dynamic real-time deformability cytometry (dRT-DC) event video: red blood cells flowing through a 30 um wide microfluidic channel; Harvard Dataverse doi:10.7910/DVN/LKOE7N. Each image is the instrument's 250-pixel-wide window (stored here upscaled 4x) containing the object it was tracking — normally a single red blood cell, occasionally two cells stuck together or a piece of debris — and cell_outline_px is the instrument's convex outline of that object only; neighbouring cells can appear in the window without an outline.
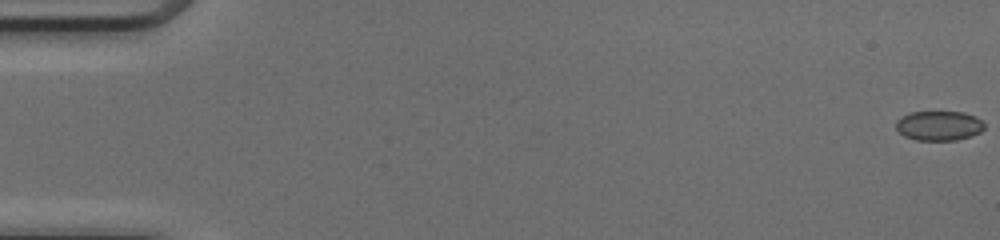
{"species": "common noctule bat (a hibernating species)", "species_latin": "Nyctalus noctula", "temperature_condition": "cold", "stored_images_in_passage": 51, "camera_frame_rate_fps": 3000, "um_per_image_px": 0.085, "animal": {"sex": "female", "body_mass_g": 17.0, "forearm_length_mm": 48.0}, "frame": {"image": 1, "passage_image": 1, "time_ms": 0.0, "image_size_px": [1000, 240], "cell_outline_px": [[984, 128], [980, 132], [972, 136], [956, 140], [916, 140], [904, 136], [896, 128], [896, 120], [900, 116], [912, 112], [964, 112], [976, 116], [984, 124]], "centroid_in_image_um": [79.8, 10.68], "position_along_channel_um": 5.2, "area_um2": 15.32}}
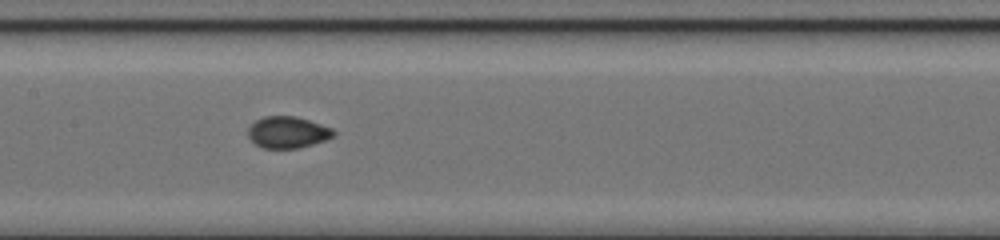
{"frame": {"image": 2, "passage_image": 26, "time_ms": 8.333, "image_size_px": [1000, 240], "cell_outline_px": [[336, 132], [332, 136], [324, 140], [300, 148], [264, 148], [256, 144], [248, 136], [248, 128], [256, 120], [264, 116], [296, 116], [332, 128]], "centroid_in_image_um": [24.44, 11.24], "position_along_channel_um": 183.0, "area_um2": 15.55}}
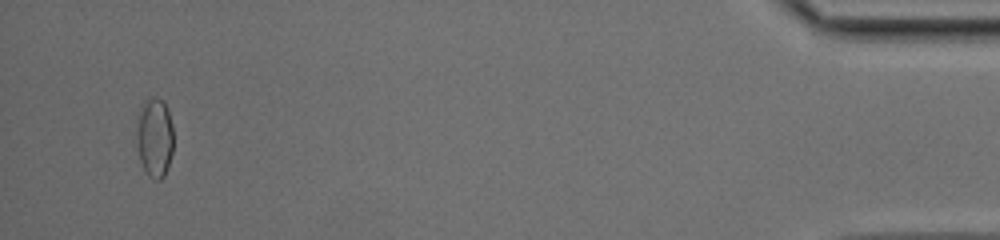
{"frame": {"image": 3, "passage_image": 49, "time_ms": 16.0, "image_size_px": [1000, 240], "cell_outline_px": [[172, 152], [164, 176], [160, 180], [156, 180], [148, 176], [144, 172], [140, 160], [136, 140], [136, 128], [140, 104], [148, 96], [156, 96], [164, 100], [168, 108], [172, 124]], "centroid_in_image_um": [13.12, 11.62], "position_along_channel_um": 422.1, "area_um2": 17.57}}